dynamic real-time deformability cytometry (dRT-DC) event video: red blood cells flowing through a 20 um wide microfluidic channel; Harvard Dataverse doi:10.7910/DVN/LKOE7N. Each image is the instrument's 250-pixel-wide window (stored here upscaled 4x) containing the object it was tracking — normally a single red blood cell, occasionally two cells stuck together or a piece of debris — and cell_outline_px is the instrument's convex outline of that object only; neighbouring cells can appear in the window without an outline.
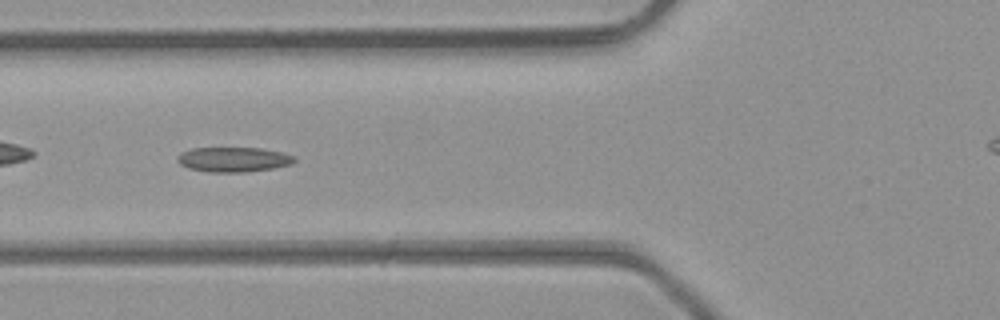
{"species": "common noctule bat (a hibernating species)", "species_latin": "Nyctalus noctula", "temperature_condition": "room temperature", "stored_images_in_passage": 2, "camera_frame_rate_fps": 3000, "um_per_image_px": 0.085, "animal": {"sex": "male", "body_mass_g": 23.1, "forearm_length_mm": 52.7}, "frame": {"image": 1, "passage_image": 2, "time_ms": 0.333, "image_size_px": [1000, 320], "cell_outline_px": [[296, 160], [292, 164], [272, 168], [244, 172], [208, 172], [188, 168], [180, 164], [180, 152], [192, 148], [260, 148], [284, 152], [296, 156]], "centroid_in_image_um": [19.9, 13.55], "position_along_channel_um": 105.9, "area_um2": 16.88}}